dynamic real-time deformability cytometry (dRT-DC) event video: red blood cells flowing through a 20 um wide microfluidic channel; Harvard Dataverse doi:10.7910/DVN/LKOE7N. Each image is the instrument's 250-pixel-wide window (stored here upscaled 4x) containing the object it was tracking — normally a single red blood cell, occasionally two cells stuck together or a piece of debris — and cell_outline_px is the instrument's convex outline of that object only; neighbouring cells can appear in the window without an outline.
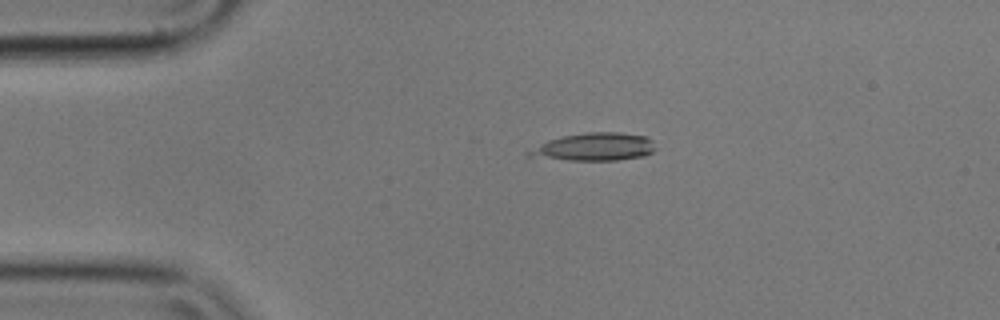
{"species": "common noctule bat (a hibernating species)", "species_latin": "Nyctalus noctula", "temperature_condition": "cold", "stored_images_in_passage": 4, "camera_frame_rate_fps": 3000, "um_per_image_px": 0.085, "animal": {"sex": "male", "body_mass_g": 17.9}, "frame": {"image": 1, "passage_image": 2, "time_ms": 0.333, "image_size_px": [1000, 320], "cell_outline_px": [[656, 148], [652, 152], [644, 156], [616, 160], [568, 160], [524, 156], [524, 152], [548, 140], [564, 136], [588, 132], [620, 132], [644, 136], [652, 140]], "centroid_in_image_um": [50.49, 12.49], "position_along_channel_um": 34.5, "area_um2": 20.52}}
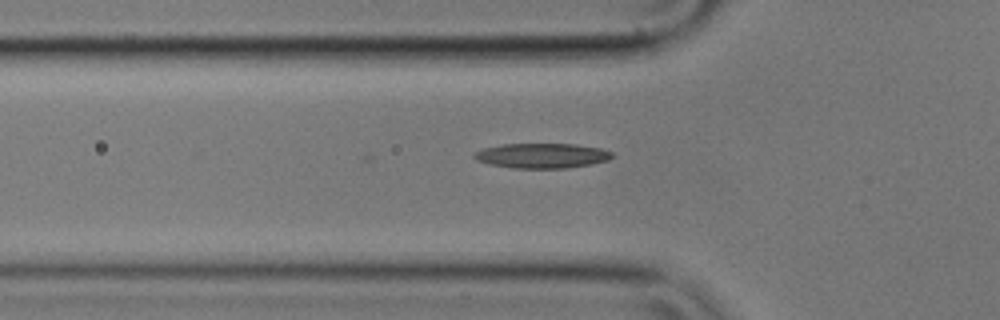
{"frame": {"image": 2, "passage_image": 4, "time_ms": 1.0, "image_size_px": [1000, 320], "cell_outline_px": [[612, 156], [608, 160], [592, 164], [568, 168], [512, 168], [492, 164], [476, 160], [472, 156], [476, 152], [484, 148], [504, 144], [576, 144], [600, 148], [612, 152]], "centroid_in_image_um": [46.08, 13.23], "position_along_channel_um": 79.7, "area_um2": 19.88}}